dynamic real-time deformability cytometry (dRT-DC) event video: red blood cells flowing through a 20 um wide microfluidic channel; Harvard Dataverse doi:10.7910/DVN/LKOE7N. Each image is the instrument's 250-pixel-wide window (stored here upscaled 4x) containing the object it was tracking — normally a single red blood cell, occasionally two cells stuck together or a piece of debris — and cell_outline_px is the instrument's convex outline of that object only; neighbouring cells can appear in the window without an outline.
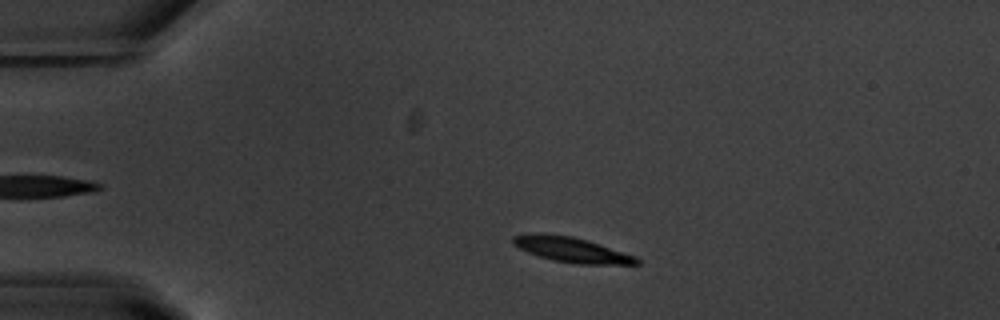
{"species": "common noctule bat (a hibernating species)", "species_latin": "Nyctalus noctula", "temperature_condition": "warm", "stored_images_in_passage": 50, "camera_frame_rate_fps": 3000, "um_per_image_px": 0.085, "animal": {"sex": "male", "body_mass_g": 20.1, "forearm_length_mm": 53.5}, "frame": {"image": 1, "passage_image": 7, "time_ms": 2.0, "image_size_px": [1000, 320], "cell_outline_px": [[640, 264], [576, 264], [552, 260], [528, 252], [512, 244], [512, 236], [572, 236], [588, 240], [636, 256], [640, 260]], "centroid_in_image_um": [48.71, 21.28], "position_along_channel_um": 36.3, "area_um2": 17.28}}
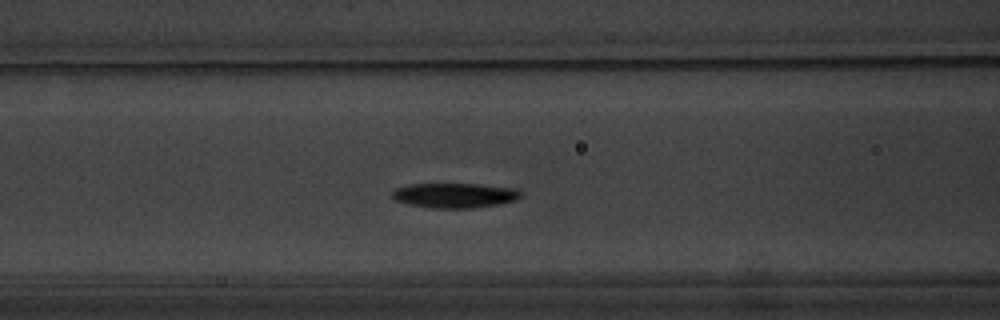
{"frame": {"image": 2, "passage_image": 18, "time_ms": 5.667, "image_size_px": [1000, 320], "cell_outline_px": [[524, 196], [516, 200], [500, 204], [472, 208], [432, 208], [408, 204], [396, 200], [392, 196], [392, 192], [396, 188], [408, 184], [480, 184], [516, 188], [524, 192]], "centroid_in_image_um": [38.72, 16.6], "position_along_channel_um": 127.9, "area_um2": 18.84}}
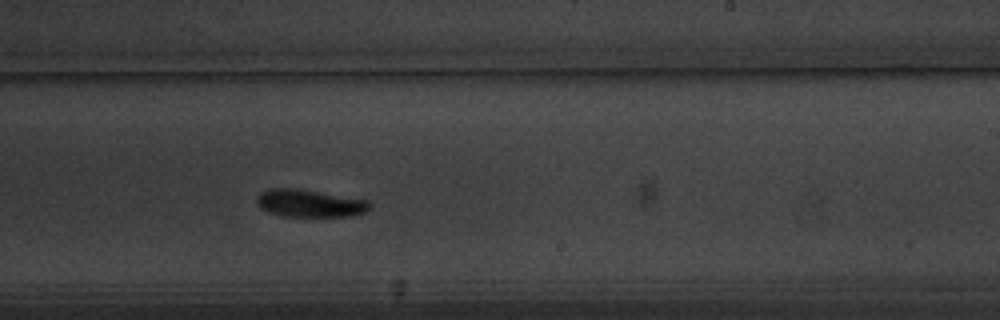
{"frame": {"image": 3, "passage_image": 29, "time_ms": 9.333, "image_size_px": [1000, 320], "cell_outline_px": [[372, 204], [364, 212], [348, 216], [284, 216], [268, 212], [260, 208], [256, 200], [260, 192], [268, 188], [296, 188], [368, 200]], "centroid_in_image_um": [26.28, 17.27], "position_along_channel_um": 262.7, "area_um2": 17.98}, "authors_computed_cell_mechanics": {"area_um2": 17.9758, "velocity_mm_per_s": 3.6852, "shape_relaxation_time_tau1_ms": 2.5787, "shape_relaxation_time_tau2_ms": null, "deformation_change_tau1": 0.1233, "deformation_change_tau2": null}}